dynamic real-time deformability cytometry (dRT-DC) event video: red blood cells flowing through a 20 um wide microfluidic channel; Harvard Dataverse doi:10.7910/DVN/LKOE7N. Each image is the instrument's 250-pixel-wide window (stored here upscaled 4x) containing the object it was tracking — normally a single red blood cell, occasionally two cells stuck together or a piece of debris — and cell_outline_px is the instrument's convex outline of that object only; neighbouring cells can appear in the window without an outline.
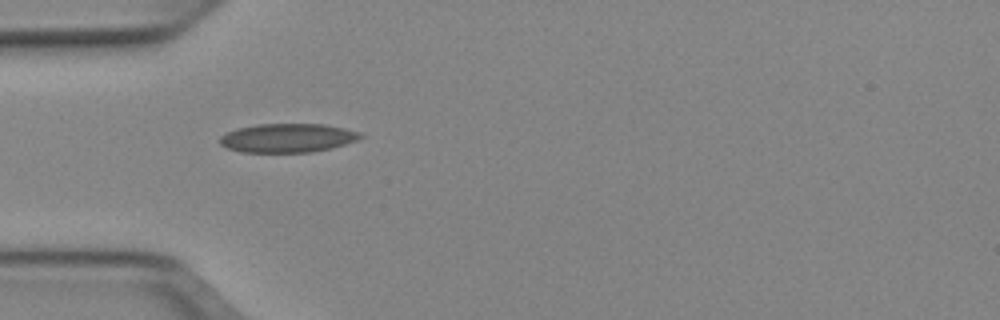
{"species": "Egyptian fruit bat (a non-hibernating species)", "species_latin": "Rousettus aegyptiacus", "temperature_condition": "cold", "stored_images_in_passage": 36, "camera_frame_rate_fps": 3000, "um_per_image_px": 0.085, "animal": {"sex": "female"}, "frame": {"image": 1, "passage_image": 1, "time_ms": 0.0, "image_size_px": [1000, 320], "cell_outline_px": [[364, 136], [356, 140], [332, 148], [312, 152], [240, 152], [228, 148], [220, 144], [220, 136], [236, 128], [256, 124], [324, 124], [344, 128], [360, 132]], "centroid_in_image_um": [24.44, 11.72], "position_along_channel_um": 60.6, "area_um2": 23.64}}
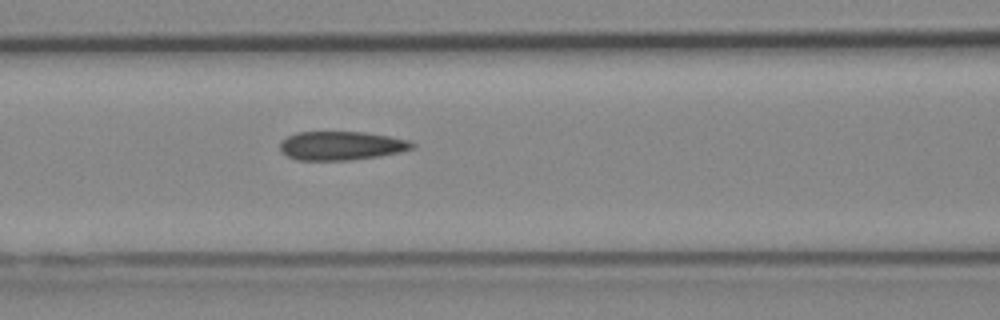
{"frame": {"image": 2, "passage_image": 7, "time_ms": 2.0, "image_size_px": [1000, 320], "cell_outline_px": [[416, 148], [400, 152], [380, 156], [348, 160], [296, 160], [280, 152], [280, 140], [296, 132], [364, 132], [388, 136], [408, 140], [416, 144]], "centroid_in_image_um": [29.0, 12.38], "position_along_channel_um": 137.6, "area_um2": 22.31}}
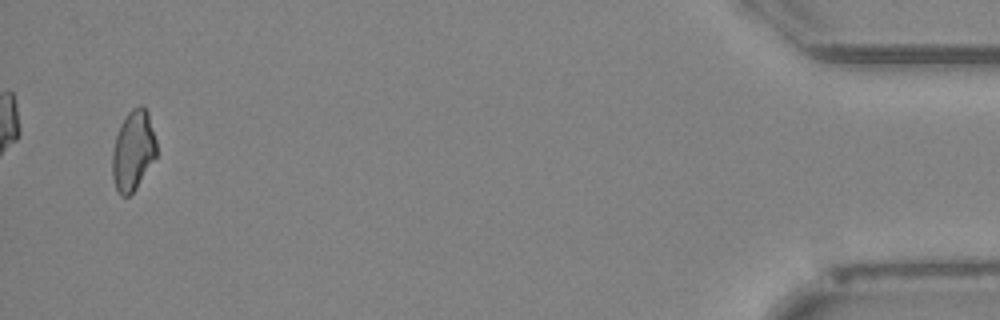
{"frame": {"image": 3, "passage_image": 35, "time_ms": 11.333, "image_size_px": [1000, 320], "cell_outline_px": [[156, 156], [136, 188], [128, 196], [120, 196], [116, 188], [112, 176], [112, 152], [116, 136], [120, 124], [124, 116], [132, 108], [140, 104], [144, 104], [148, 112], [156, 140]], "centroid_in_image_um": [11.31, 12.76], "position_along_channel_um": 423.9, "area_um2": 20.69}, "authors_computed_cell_mechanics": {"area_um2": 22.1952, "velocity_mm_per_s": 3.9536, "shape_relaxation_time_tau1_ms": null, "shape_relaxation_time_tau2_ms": 4.1345, "deformation_change_tau1": null, "deformation_change_tau2": 0.1056}}